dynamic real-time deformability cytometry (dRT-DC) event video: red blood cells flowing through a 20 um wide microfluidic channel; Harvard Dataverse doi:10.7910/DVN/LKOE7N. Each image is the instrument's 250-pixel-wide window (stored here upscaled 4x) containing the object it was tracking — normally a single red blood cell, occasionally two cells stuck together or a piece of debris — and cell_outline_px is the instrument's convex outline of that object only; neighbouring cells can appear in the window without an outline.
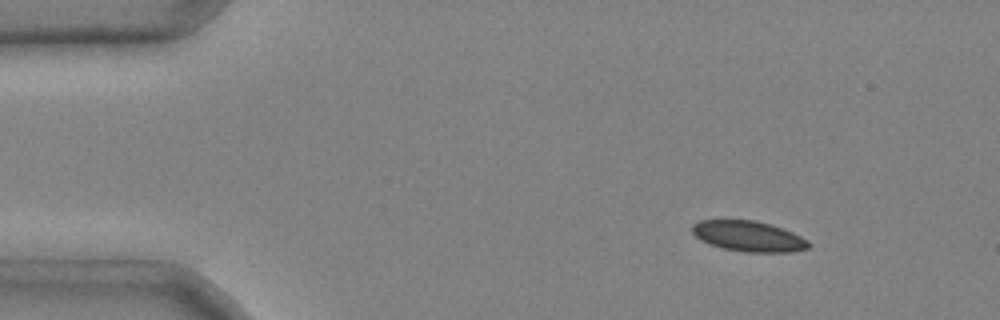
{"species": "common noctule bat (a hibernating species)", "species_latin": "Nyctalus noctula", "temperature_condition": "cold", "stored_images_in_passage": 3, "camera_frame_rate_fps": 3000, "um_per_image_px": 0.085, "animal": {"sex": "male", "body_mass_g": 20.4}, "frame": {"image": 1, "passage_image": 1, "time_ms": 0.0, "image_size_px": [1000, 320], "cell_outline_px": [[812, 248], [792, 252], [748, 252], [724, 248], [700, 240], [692, 232], [692, 224], [700, 220], [756, 220], [792, 232], [808, 240], [812, 244]], "centroid_in_image_um": [63.66, 20.08], "position_along_channel_um": 21.3, "area_um2": 20.63}}
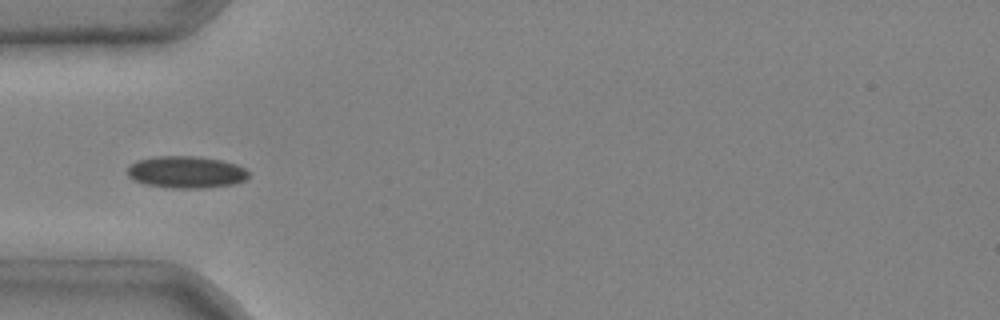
{"frame": {"image": 2, "passage_image": 3, "time_ms": 0.667, "image_size_px": [1000, 320], "cell_outline_px": [[248, 176], [244, 180], [232, 184], [204, 188], [168, 188], [148, 184], [136, 180], [128, 176], [128, 168], [136, 160], [156, 156], [196, 156], [220, 160], [236, 164], [244, 168], [248, 172]], "centroid_in_image_um": [15.82, 14.62], "position_along_channel_um": 69.2, "area_um2": 22.37}}